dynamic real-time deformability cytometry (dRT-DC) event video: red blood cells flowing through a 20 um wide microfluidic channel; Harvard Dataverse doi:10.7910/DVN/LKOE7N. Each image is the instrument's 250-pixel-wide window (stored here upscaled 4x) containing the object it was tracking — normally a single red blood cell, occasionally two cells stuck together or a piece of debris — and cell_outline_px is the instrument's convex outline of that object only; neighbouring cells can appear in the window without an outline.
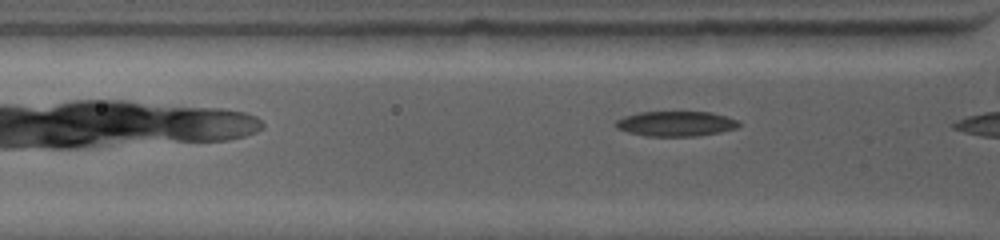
{"species": "common noctule bat (a hibernating species)", "species_latin": "Nyctalus noctula", "temperature_condition": "warm", "stored_images_in_passage": 5, "camera_frame_rate_fps": 4500, "um_per_image_px": 0.085, "animal": {"sex": "female", "body_mass_g": 19.0, "forearm_length_mm": 53.3}, "frame": {"image": 1, "passage_image": 4, "time_ms": 0.889, "image_size_px": [1000, 240], "cell_outline_px": [[740, 124], [736, 128], [720, 132], [696, 136], [644, 136], [628, 132], [616, 128], [616, 120], [624, 116], [640, 112], [712, 112], [736, 120]], "centroid_in_image_um": [57.41, 10.52], "position_along_channel_um": 68.4, "area_um2": 17.86}}